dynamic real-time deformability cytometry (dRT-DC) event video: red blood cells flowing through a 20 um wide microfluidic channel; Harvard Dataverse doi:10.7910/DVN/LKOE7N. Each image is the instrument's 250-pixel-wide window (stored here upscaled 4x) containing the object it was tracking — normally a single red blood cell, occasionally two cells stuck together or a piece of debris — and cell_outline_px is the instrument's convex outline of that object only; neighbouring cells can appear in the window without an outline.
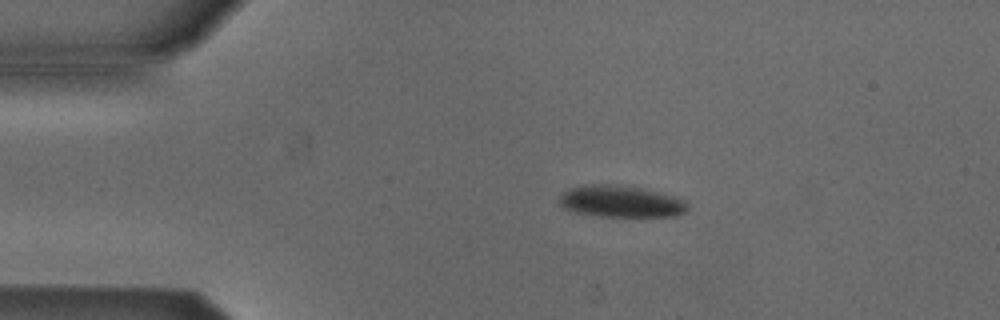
{"species": "Egyptian fruit bat (a non-hibernating species)", "species_latin": "Rousettus aegyptiacus", "temperature_condition": "cold", "stored_images_in_passage": 4, "camera_frame_rate_fps": 3000, "um_per_image_px": 0.085, "animal": {"sex": "male"}, "frame": {"image": 1, "passage_image": 2, "time_ms": 0.333, "image_size_px": [1000, 320], "cell_outline_px": [[688, 208], [684, 212], [676, 216], [600, 216], [576, 212], [564, 208], [560, 204], [560, 196], [568, 188], [584, 184], [616, 184], [640, 188], [672, 196], [684, 200], [688, 204]], "centroid_in_image_um": [52.74, 17.11], "position_along_channel_um": 32.3, "area_um2": 23.52}}
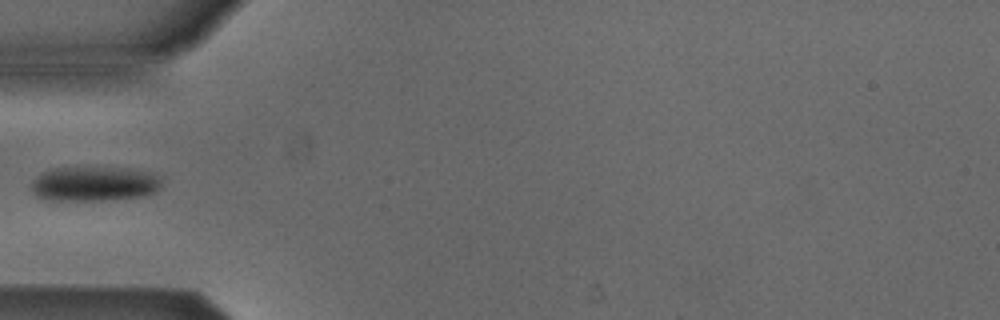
{"frame": {"image": 2, "passage_image": 4, "time_ms": 1.0, "image_size_px": [1000, 320], "cell_outline_px": [[160, 188], [152, 192], [140, 196], [104, 200], [44, 200], [36, 196], [32, 192], [32, 180], [36, 176], [44, 172], [56, 168], [124, 168], [144, 172], [160, 176]], "centroid_in_image_um": [7.94, 15.64], "position_along_channel_um": 77.1, "area_um2": 25.89}}